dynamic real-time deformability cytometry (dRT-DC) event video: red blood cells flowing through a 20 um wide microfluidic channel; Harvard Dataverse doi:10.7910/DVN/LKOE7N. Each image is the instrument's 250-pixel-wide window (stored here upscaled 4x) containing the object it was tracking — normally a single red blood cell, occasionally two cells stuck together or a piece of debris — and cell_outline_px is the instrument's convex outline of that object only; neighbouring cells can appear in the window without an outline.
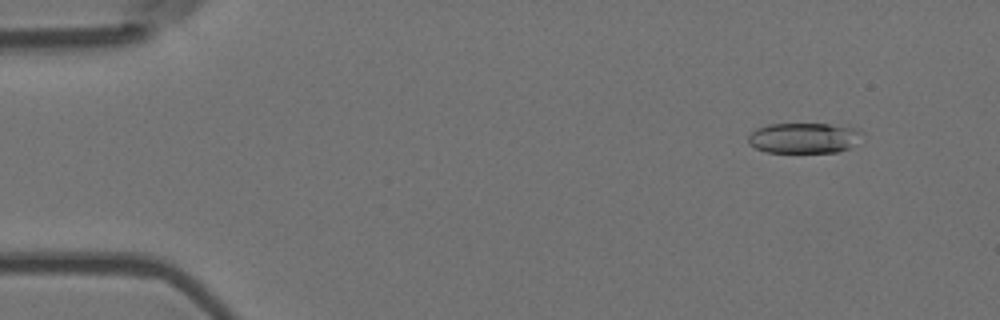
{"species": "Egyptian fruit bat (a non-hibernating species)", "species_latin": "Rousettus aegyptiacus", "temperature_condition": "room temperature", "stored_images_in_passage": 55, "camera_frame_rate_fps": 3000, "um_per_image_px": 0.085, "animal": {"sex": "female"}, "frame": {"image": 1, "passage_image": 5, "time_ms": 1.333, "image_size_px": [1000, 320], "cell_outline_px": [[864, 132], [848, 148], [836, 152], [768, 152], [756, 148], [748, 144], [748, 136], [756, 128], [768, 124], [828, 124], [856, 128]], "centroid_in_image_um": [68.28, 11.72], "position_along_channel_um": 16.7, "area_um2": 20.0}}
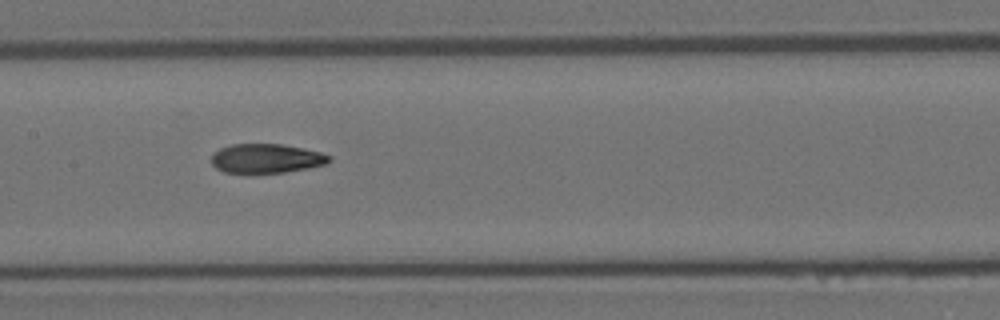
{"frame": {"image": 2, "passage_image": 27, "time_ms": 8.667, "image_size_px": [1000, 320], "cell_outline_px": [[332, 160], [328, 164], [308, 168], [284, 172], [224, 172], [216, 168], [212, 164], [212, 156], [220, 148], [232, 144], [280, 144], [304, 148], [320, 152], [332, 156]], "centroid_in_image_um": [22.69, 13.46], "position_along_channel_um": 184.7, "area_um2": 19.94}}
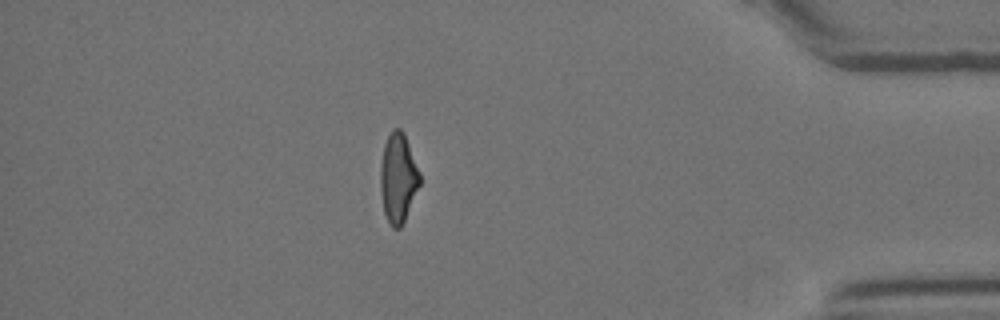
{"frame": {"image": 3, "passage_image": 48, "time_ms": 15.667, "image_size_px": [1000, 320], "cell_outline_px": [[420, 184], [404, 220], [400, 228], [392, 228], [384, 212], [380, 188], [380, 164], [384, 144], [392, 128], [400, 128], [404, 132], [420, 172]], "centroid_in_image_um": [33.83, 15.08], "position_along_channel_um": 401.4, "area_um2": 20.46}, "authors_computed_cell_mechanics": {"area_um2": 20.808, "velocity_mm_per_s": 3.6707, "shape_relaxation_time_tau1_ms": 8.3257, "shape_relaxation_time_tau2_ms": 2.0843, "deformation_change_tau1": 0.2397, "deformation_change_tau2": 0.0908}}